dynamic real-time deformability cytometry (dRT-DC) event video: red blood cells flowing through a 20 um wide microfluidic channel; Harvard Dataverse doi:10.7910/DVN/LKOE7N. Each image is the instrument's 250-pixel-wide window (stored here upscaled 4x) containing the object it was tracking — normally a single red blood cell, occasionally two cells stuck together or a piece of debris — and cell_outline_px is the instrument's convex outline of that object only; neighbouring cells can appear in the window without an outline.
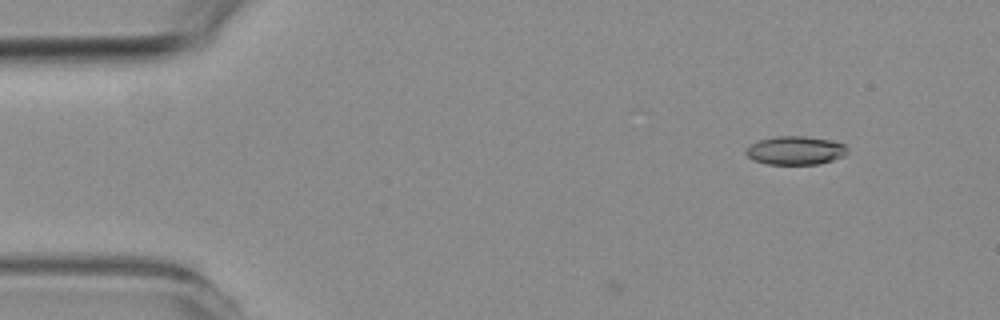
{"species": "common noctule bat (a hibernating species)", "species_latin": "Nyctalus noctula", "temperature_condition": "room temperature", "stored_images_in_passage": 5, "camera_frame_rate_fps": 3000, "um_per_image_px": 0.085, "animal": {"sex": "female", "body_mass_g": 19.3, "forearm_length_mm": 54.1}, "frame": {"image": 1, "passage_image": 1, "time_ms": 0.0, "image_size_px": [1000, 320], "cell_outline_px": [[848, 152], [844, 156], [820, 164], [768, 164], [752, 160], [744, 152], [752, 144], [760, 140], [776, 136], [804, 136], [832, 140], [844, 144], [848, 148]], "centroid_in_image_um": [67.64, 12.79], "position_along_channel_um": 17.4, "area_um2": 16.88}}